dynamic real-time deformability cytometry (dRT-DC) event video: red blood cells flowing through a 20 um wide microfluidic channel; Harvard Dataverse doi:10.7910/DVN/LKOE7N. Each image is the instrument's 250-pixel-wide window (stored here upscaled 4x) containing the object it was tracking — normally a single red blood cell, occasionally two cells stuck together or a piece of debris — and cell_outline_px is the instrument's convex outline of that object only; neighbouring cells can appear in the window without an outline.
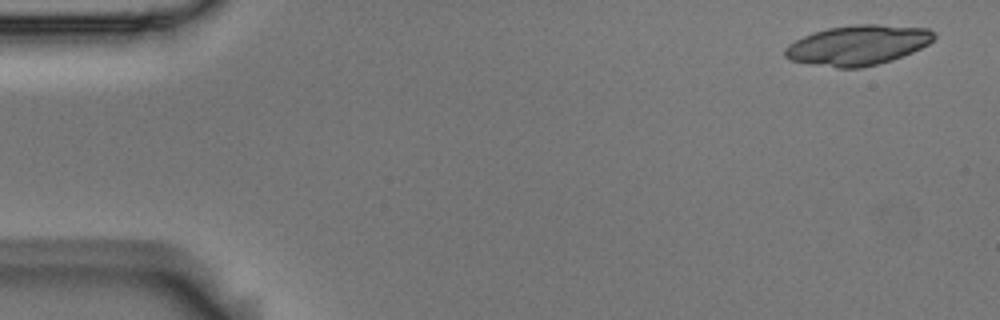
{"species": "Egyptian fruit bat (a non-hibernating species)", "species_latin": "Rousettus aegyptiacus", "temperature_condition": "room temperature", "stored_images_in_passage": 8, "camera_frame_rate_fps": 3000, "um_per_image_px": 0.085, "animal": {"sex": "male"}, "frame": {"image": 1, "passage_image": 1, "time_ms": 0.0, "image_size_px": [1000, 320], "cell_outline_px": [[936, 36], [928, 44], [912, 52], [892, 60], [860, 68], [836, 68], [792, 60], [784, 56], [784, 48], [788, 44], [812, 32], [828, 28], [852, 24], [880, 24], [928, 28], [936, 32]], "centroid_in_image_um": [72.93, 3.82], "position_along_channel_um": 12.1, "area_um2": 34.74}}
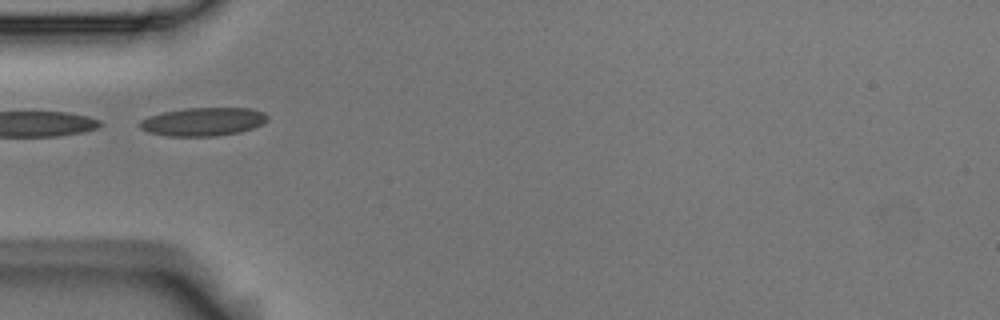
{"frame": {"image": 2, "passage_image": 5, "time_ms": 1.333, "image_size_px": [1000, 320], "cell_outline_px": [[268, 120], [252, 128], [240, 132], [216, 136], [168, 136], [148, 132], [140, 128], [140, 120], [148, 116], [164, 112], [184, 108], [252, 108], [264, 112], [268, 116]], "centroid_in_image_um": [17.27, 10.34], "position_along_channel_um": 67.7, "area_um2": 21.1}}
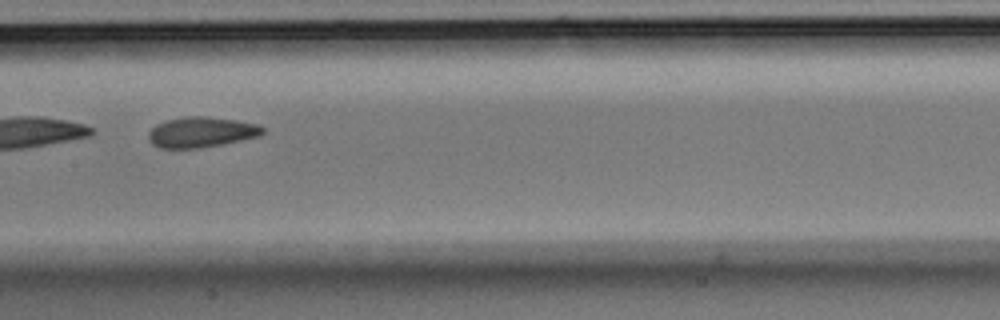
{"frame": {"image": 3, "passage_image": 8, "time_ms": 2.333, "image_size_px": [1000, 320], "cell_outline_px": [[264, 132], [260, 136], [224, 144], [200, 148], [160, 148], [152, 144], [148, 140], [148, 132], [156, 124], [168, 120], [188, 116], [204, 116], [236, 120], [256, 124], [264, 128]], "centroid_in_image_um": [17.1, 11.24], "position_along_channel_um": 190.3, "area_um2": 20.29}}